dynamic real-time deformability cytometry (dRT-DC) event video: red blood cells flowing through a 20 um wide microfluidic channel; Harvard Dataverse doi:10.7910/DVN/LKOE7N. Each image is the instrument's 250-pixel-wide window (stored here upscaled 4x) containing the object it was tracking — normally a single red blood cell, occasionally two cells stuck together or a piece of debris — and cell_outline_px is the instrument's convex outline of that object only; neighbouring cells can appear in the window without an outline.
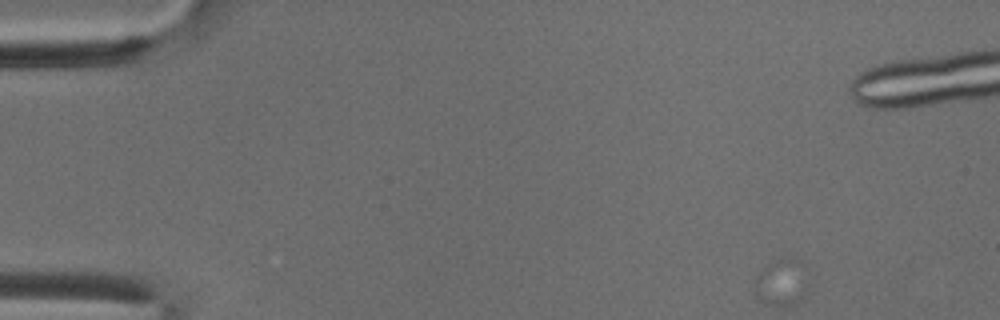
{"species": "common noctule bat (a hibernating species)", "species_latin": "Nyctalus noctula", "temperature_condition": "cold", "stored_images_in_passage": 51, "camera_frame_rate_fps": 3000, "um_per_image_px": 0.085, "animal": {"sex": "male", "body_mass_g": 18.8}, "frame": {"image": 1, "passage_image": 1, "time_ms": 0.0, "image_size_px": [1000, 320], "cell_outline_px": [[804, 296], [796, 304], [772, 304], [760, 300], [756, 296], [756, 276], [768, 264], [784, 256], [796, 260], [804, 288]], "centroid_in_image_um": [66.32, 24.03], "position_along_channel_um": 18.7, "area_um2": 13.18}}
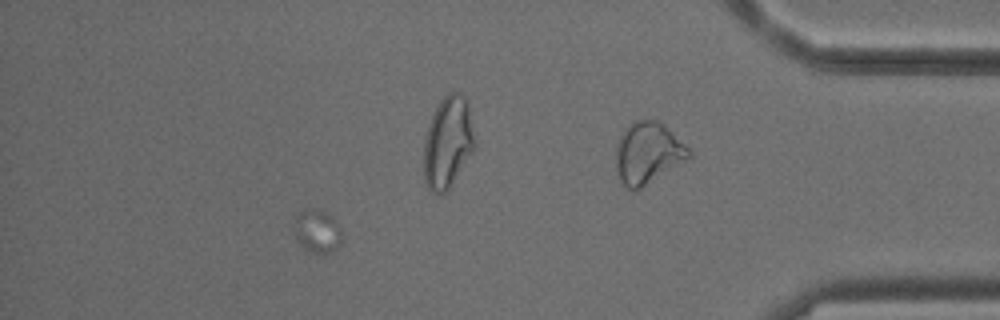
{"frame": {"image": 2, "passage_image": 45, "time_ms": 14.667, "image_size_px": [1000, 320], "cell_outline_px": [[344, 240], [332, 252], [312, 252], [304, 248], [300, 244], [296, 236], [296, 216], [304, 208], [312, 208], [324, 212], [340, 228]], "centroid_in_image_um": [26.99, 19.66], "position_along_channel_um": 408.2, "area_um2": 11.56}}